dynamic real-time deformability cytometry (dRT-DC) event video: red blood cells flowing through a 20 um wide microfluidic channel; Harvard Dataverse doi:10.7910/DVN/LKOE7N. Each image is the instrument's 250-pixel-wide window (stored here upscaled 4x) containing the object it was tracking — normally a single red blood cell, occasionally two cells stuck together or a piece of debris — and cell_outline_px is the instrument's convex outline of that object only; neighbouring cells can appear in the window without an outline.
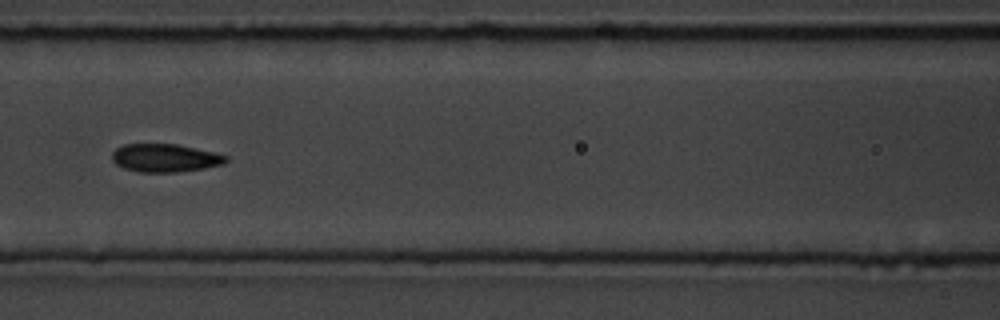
{"species": "common noctule bat (a hibernating species)", "species_latin": "Nyctalus noctula", "temperature_condition": "room temperature", "stored_images_in_passage": 12, "camera_frame_rate_fps": 3000, "um_per_image_px": 0.085, "animal": {"sex": "male", "body_mass_g": 19.5, "forearm_length_mm": 54.6}, "frame": {"image": 1, "passage_image": 3, "time_ms": 2.333, "image_size_px": [1000, 320], "cell_outline_px": [[228, 160], [224, 164], [204, 168], [176, 172], [140, 172], [124, 168], [116, 164], [112, 160], [112, 152], [116, 148], [124, 144], [176, 144], [212, 152], [228, 156]], "centroid_in_image_um": [14.01, 13.43], "position_along_channel_um": 152.6, "area_um2": 18.55}}
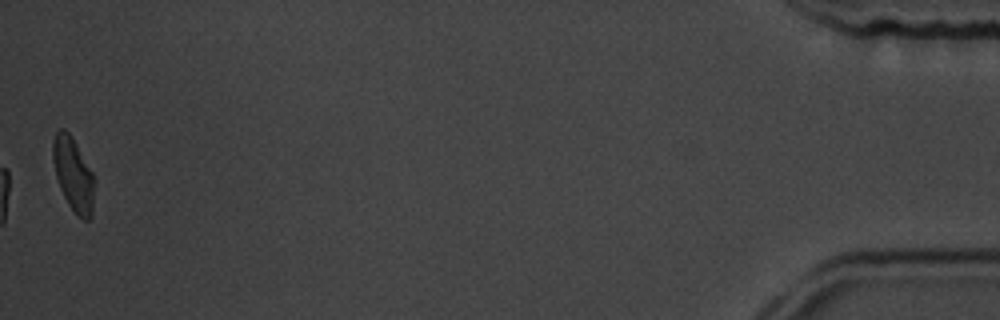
{"frame": {"image": 2, "passage_image": 12, "time_ms": 12.333, "image_size_px": [1000, 320], "cell_outline_px": [[96, 180], [92, 216], [88, 220], [84, 220], [76, 216], [68, 204], [60, 188], [56, 176], [52, 160], [52, 140], [56, 132], [60, 128], [64, 128], [72, 136], [92, 172]], "centroid_in_image_um": [6.24, 14.84], "position_along_channel_um": 429.0, "area_um2": 18.21}, "authors_computed_cell_mechanics": {"area_um2": 18.496, "velocity_mm_per_s": 3.7189, "shape_relaxation_time_tau1_ms": 10.4983, "shape_relaxation_time_tau2_ms": 1.3581, "deformation_change_tau1": 0.2062, "deformation_change_tau2": 0.041}}